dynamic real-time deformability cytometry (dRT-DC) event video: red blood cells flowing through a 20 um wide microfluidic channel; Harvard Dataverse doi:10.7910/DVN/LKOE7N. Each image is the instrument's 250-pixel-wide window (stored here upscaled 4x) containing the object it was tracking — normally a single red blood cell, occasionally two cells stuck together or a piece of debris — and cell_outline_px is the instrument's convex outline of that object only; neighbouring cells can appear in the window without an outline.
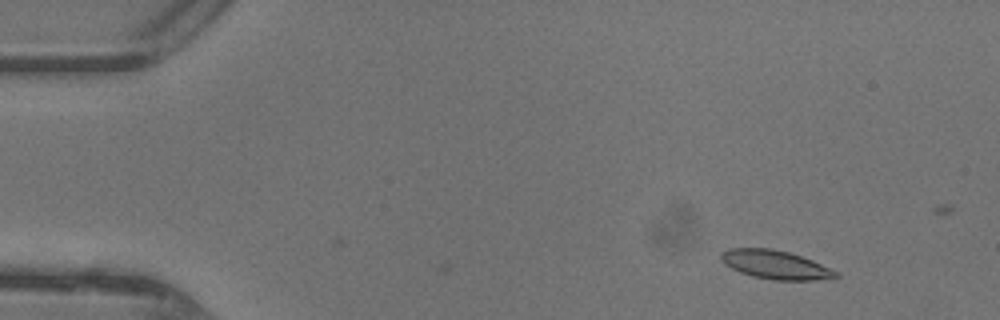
{"species": "common noctule bat (a hibernating species)", "species_latin": "Nyctalus noctula", "temperature_condition": "warm", "stored_images_in_passage": 10, "camera_frame_rate_fps": 3000, "um_per_image_px": 0.085, "animal": {"sex": "female"}, "frame": {"image": 1, "passage_image": 1, "time_ms": 0.0, "image_size_px": [1000, 320], "cell_outline_px": [[840, 276], [816, 280], [776, 280], [752, 276], [740, 272], [724, 264], [720, 260], [720, 252], [728, 248], [772, 248], [788, 252], [812, 260], [840, 272]], "centroid_in_image_um": [65.89, 22.49], "position_along_channel_um": 19.1, "area_um2": 19.25}}